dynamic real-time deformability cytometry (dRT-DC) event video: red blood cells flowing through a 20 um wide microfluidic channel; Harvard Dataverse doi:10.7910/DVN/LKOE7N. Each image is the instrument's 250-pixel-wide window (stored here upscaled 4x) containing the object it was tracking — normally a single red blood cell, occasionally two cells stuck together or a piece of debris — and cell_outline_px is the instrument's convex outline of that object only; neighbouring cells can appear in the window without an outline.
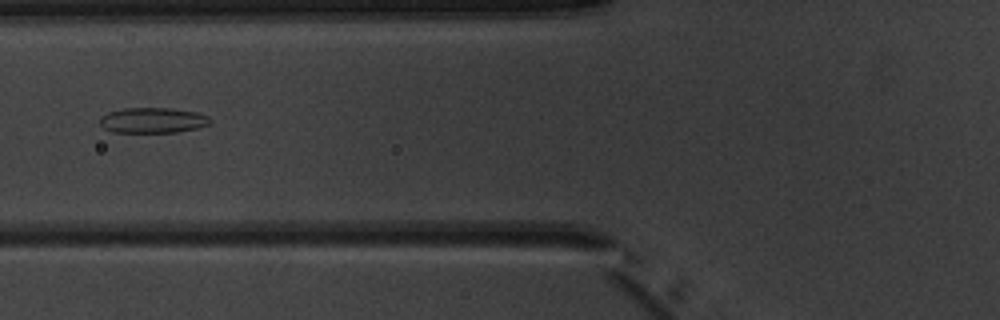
{"species": "common noctule bat (a hibernating species)", "species_latin": "Nyctalus noctula", "temperature_condition": "warm", "stored_images_in_passage": 7, "camera_frame_rate_fps": 3000, "um_per_image_px": 0.085, "animal": {"sex": "male", "body_mass_g": 20.1, "forearm_length_mm": 53.5}, "frame": {"image": 1, "passage_image": 6, "time_ms": 6.0, "image_size_px": [1000, 320], "cell_outline_px": [[212, 124], [200, 128], [176, 132], [112, 132], [104, 128], [100, 124], [100, 116], [108, 112], [120, 108], [172, 108], [196, 112], [208, 116], [212, 120]], "centroid_in_image_um": [13.01, 10.22], "position_along_channel_um": 112.8, "area_um2": 16.59}}
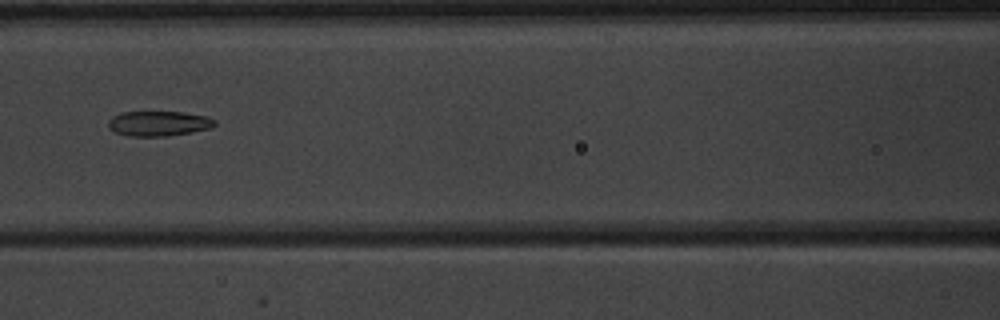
{"frame": {"image": 2, "passage_image": 7, "time_ms": 7.0, "image_size_px": [1000, 320], "cell_outline_px": [[216, 124], [212, 128], [192, 132], [168, 136], [128, 136], [112, 132], [108, 128], [108, 120], [112, 116], [120, 112], [184, 112], [208, 116], [216, 120]], "centroid_in_image_um": [13.47, 10.5], "position_along_channel_um": 153.1, "area_um2": 15.84}}